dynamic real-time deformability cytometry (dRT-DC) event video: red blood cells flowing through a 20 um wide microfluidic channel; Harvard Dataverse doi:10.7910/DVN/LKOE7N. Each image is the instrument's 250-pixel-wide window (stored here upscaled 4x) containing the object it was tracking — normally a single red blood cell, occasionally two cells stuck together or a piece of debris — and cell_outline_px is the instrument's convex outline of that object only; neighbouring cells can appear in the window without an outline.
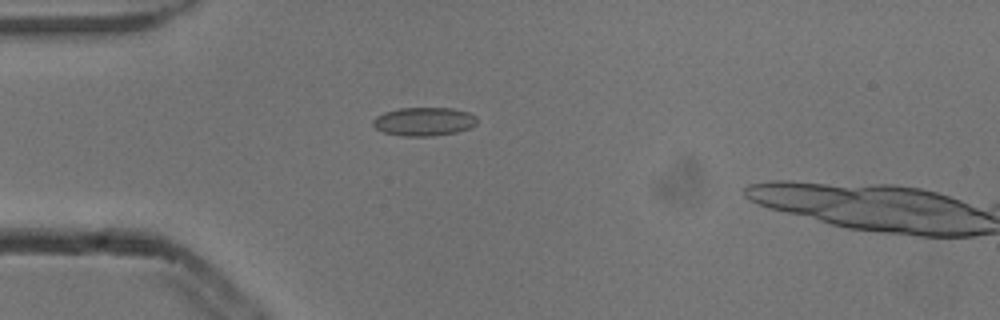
{"species": "common noctule bat (a hibernating species)", "species_latin": "Nyctalus noctula", "temperature_condition": "cold", "stored_images_in_passage": 2, "camera_frame_rate_fps": 3000, "um_per_image_px": 0.085, "animal": {"sex": "male", "body_mass_g": 13.3}, "frame": {"image": 1, "passage_image": 1, "time_ms": 0.0, "image_size_px": [1000, 320], "cell_outline_px": [[476, 124], [472, 128], [456, 132], [428, 136], [404, 136], [384, 132], [376, 128], [372, 124], [372, 120], [376, 116], [384, 112], [400, 108], [452, 108], [468, 112], [476, 116]], "centroid_in_image_um": [36.04, 10.32], "position_along_channel_um": 49.0, "area_um2": 17.28}}